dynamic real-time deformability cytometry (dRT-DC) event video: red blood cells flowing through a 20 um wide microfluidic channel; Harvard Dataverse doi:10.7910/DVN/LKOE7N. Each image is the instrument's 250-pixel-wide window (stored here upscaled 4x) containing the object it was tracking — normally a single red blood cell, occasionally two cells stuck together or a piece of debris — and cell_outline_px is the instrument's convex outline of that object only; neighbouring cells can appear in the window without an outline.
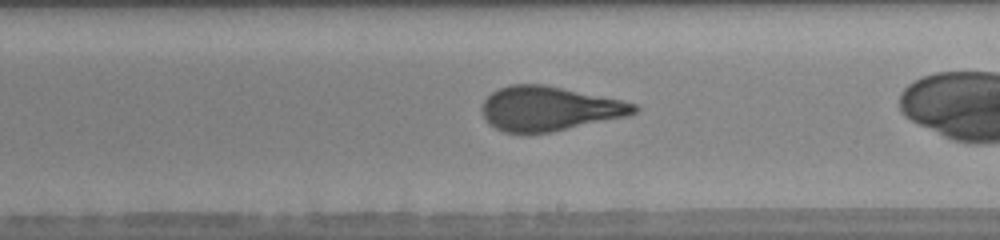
{"species": "human", "species_latin": "Homo sapiens", "temperature_condition": "warm", "stored_images_in_passage": 37, "camera_frame_rate_fps": 3000, "um_per_image_px": 0.085, "donor": {"sex": "female"}, "frame": {"image": 1, "passage_image": 26, "time_ms": 8.333, "image_size_px": [1000, 240], "cell_outline_px": [[640, 108], [636, 112], [628, 116], [552, 132], [504, 132], [488, 124], [480, 108], [484, 100], [492, 92], [500, 88], [512, 84], [544, 84], [620, 100], [636, 104]], "centroid_in_image_um": [46.67, 9.23], "position_along_channel_um": 242.3, "area_um2": 39.13}}